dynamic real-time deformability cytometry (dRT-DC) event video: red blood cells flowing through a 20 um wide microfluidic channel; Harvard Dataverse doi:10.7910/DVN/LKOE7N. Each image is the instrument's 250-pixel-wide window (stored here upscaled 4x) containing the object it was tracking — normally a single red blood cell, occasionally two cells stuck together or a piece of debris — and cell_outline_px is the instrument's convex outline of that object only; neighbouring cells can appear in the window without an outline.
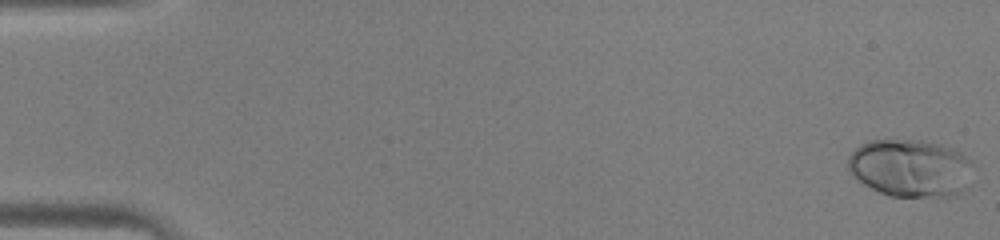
{"species": "human", "species_latin": "Homo sapiens", "temperature_condition": "warm", "stored_images_in_passage": 13, "camera_frame_rate_fps": 3000, "um_per_image_px": 0.085, "donor": {"sex": "male"}, "frame": {"image": 1, "passage_image": 1, "time_ms": 0.0, "image_size_px": [1000, 240], "cell_outline_px": [[976, 168], [960, 192], [948, 196], [888, 196], [864, 184], [852, 176], [848, 168], [848, 156], [860, 144], [872, 140], [924, 140], [940, 144], [952, 148], [960, 152], [972, 160]], "centroid_in_image_um": [77.39, 14.27], "position_along_channel_um": 7.6, "area_um2": 42.19}}
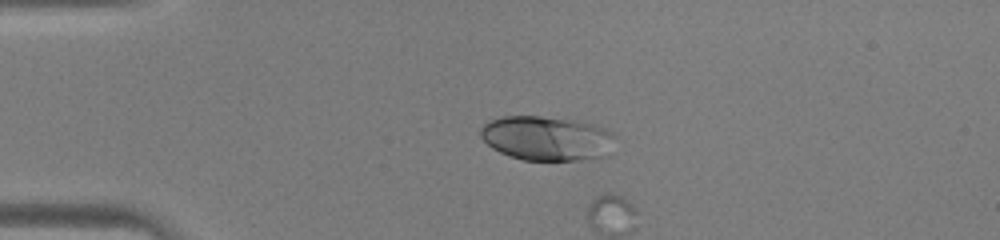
{"frame": {"image": 2, "passage_image": 11, "time_ms": 3.333, "image_size_px": [1000, 240], "cell_outline_px": [[616, 136], [600, 156], [576, 160], [524, 160], [508, 156], [492, 148], [480, 136], [480, 128], [488, 120], [500, 116], [540, 116], [572, 120], [592, 124], [604, 128], [612, 132]], "centroid_in_image_um": [46.36, 11.73], "position_along_channel_um": 38.6, "area_um2": 34.39}}